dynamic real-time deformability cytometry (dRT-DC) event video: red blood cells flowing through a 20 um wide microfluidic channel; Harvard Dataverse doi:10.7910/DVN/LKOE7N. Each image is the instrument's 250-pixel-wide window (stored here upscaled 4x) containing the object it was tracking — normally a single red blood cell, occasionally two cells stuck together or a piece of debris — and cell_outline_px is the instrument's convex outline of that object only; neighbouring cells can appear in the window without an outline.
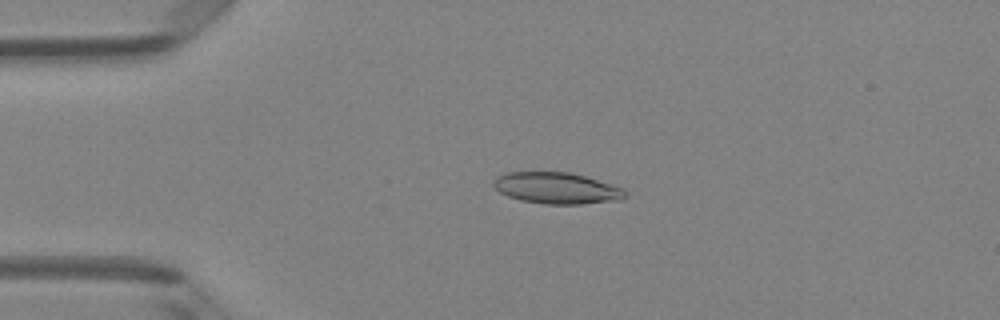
{"species": "Egyptian fruit bat (a non-hibernating species)", "species_latin": "Rousettus aegyptiacus", "temperature_condition": "room temperature", "stored_images_in_passage": 41, "camera_frame_rate_fps": 3000, "um_per_image_px": 0.085, "animal": {"sex": "female"}, "frame": {"image": 1, "passage_image": 3, "time_ms": 0.667, "image_size_px": [1000, 320], "cell_outline_px": [[628, 196], [620, 200], [584, 204], [544, 204], [520, 200], [508, 196], [500, 192], [492, 184], [496, 176], [508, 172], [572, 172], [612, 184], [624, 188], [628, 192]], "centroid_in_image_um": [47.37, 15.99], "position_along_channel_um": 37.6, "area_um2": 24.33}}
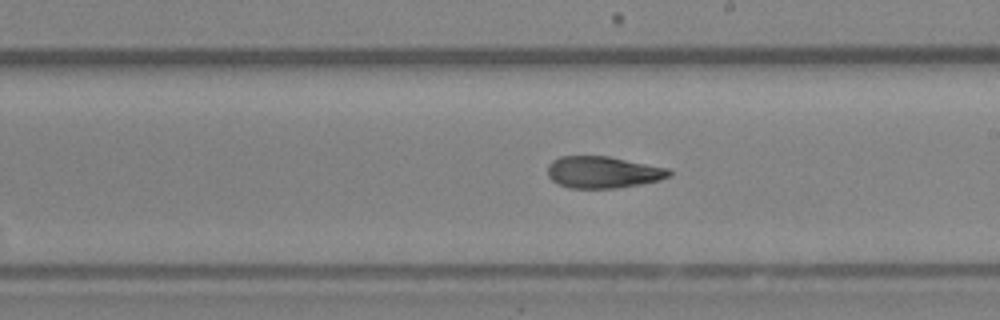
{"frame": {"image": 2, "passage_image": 20, "time_ms": 6.333, "image_size_px": [1000, 320], "cell_outline_px": [[672, 176], [660, 180], [640, 184], [616, 188], [568, 188], [552, 180], [548, 176], [548, 164], [552, 160], [560, 156], [608, 156], [668, 168], [672, 172]], "centroid_in_image_um": [51.26, 14.63], "position_along_channel_um": 237.7, "area_um2": 22.54}}
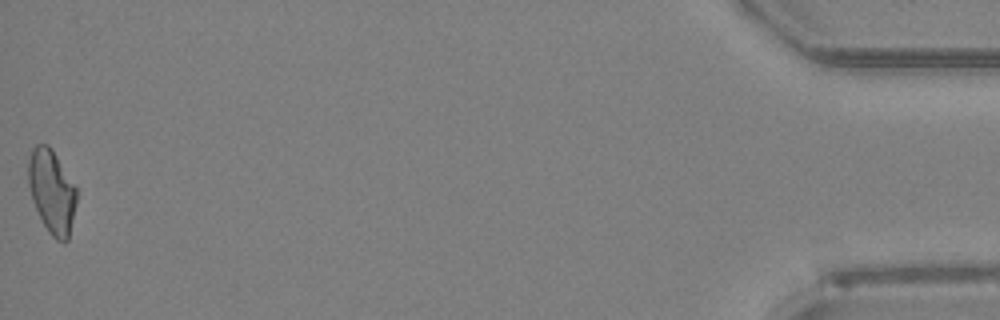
{"frame": {"image": 3, "passage_image": 41, "time_ms": 13.333, "image_size_px": [1000, 320], "cell_outline_px": [[76, 204], [68, 240], [64, 244], [56, 240], [48, 232], [32, 200], [28, 184], [28, 160], [32, 148], [36, 144], [48, 144], [52, 148], [76, 188]], "centroid_in_image_um": [4.39, 16.28], "position_along_channel_um": 430.8, "area_um2": 23.47}, "authors_computed_cell_mechanics": {"area_um2": 23.12, "velocity_mm_per_s": 4.1432, "shape_relaxation_time_tau1_ms": null, "shape_relaxation_time_tau2_ms": 6.0104, "deformation_change_tau1": null, "deformation_change_tau2": 0.1518}}